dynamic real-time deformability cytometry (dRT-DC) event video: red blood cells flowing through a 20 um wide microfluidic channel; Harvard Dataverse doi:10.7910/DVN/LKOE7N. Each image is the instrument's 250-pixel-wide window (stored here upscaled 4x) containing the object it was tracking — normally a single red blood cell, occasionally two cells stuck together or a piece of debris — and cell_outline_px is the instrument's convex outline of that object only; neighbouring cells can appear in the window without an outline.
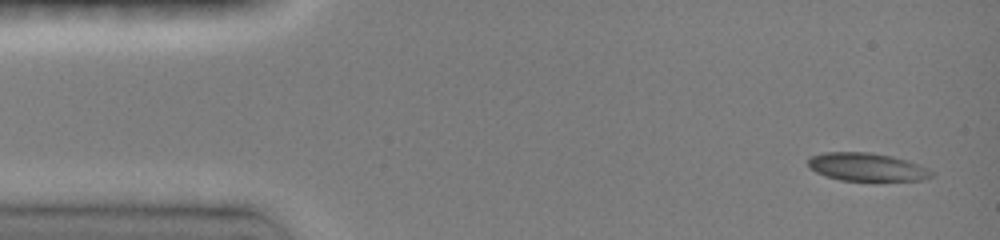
{"species": "common noctule bat (a hibernating species)", "species_latin": "Nyctalus noctula", "temperature_condition": "room temperature", "stored_images_in_passage": 29, "camera_frame_rate_fps": 3000, "um_per_image_px": 0.085, "animal": {"sex": "female", "body_mass_g": 19.0, "forearm_length_mm": 51.5}, "frame": {"image": 1, "passage_image": 1, "time_ms": 0.0, "image_size_px": [1000, 240], "cell_outline_px": [[932, 176], [924, 180], [840, 180], [816, 172], [808, 168], [808, 160], [812, 156], [824, 152], [868, 152], [892, 156], [928, 168], [932, 172]], "centroid_in_image_um": [73.65, 14.19], "position_along_channel_um": 11.4, "area_um2": 19.88}}
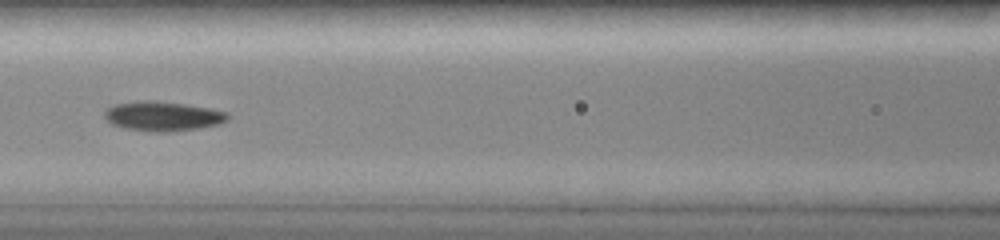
{"frame": {"image": 2, "passage_image": 10, "time_ms": 6.0, "image_size_px": [1000, 240], "cell_outline_px": [[228, 120], [220, 124], [200, 128], [168, 132], [164, 132], [128, 128], [112, 124], [104, 116], [104, 112], [112, 104], [140, 100], [152, 100], [184, 104], [208, 108], [228, 112]], "centroid_in_image_um": [13.85, 9.86], "position_along_channel_um": 152.7, "area_um2": 21.04}}
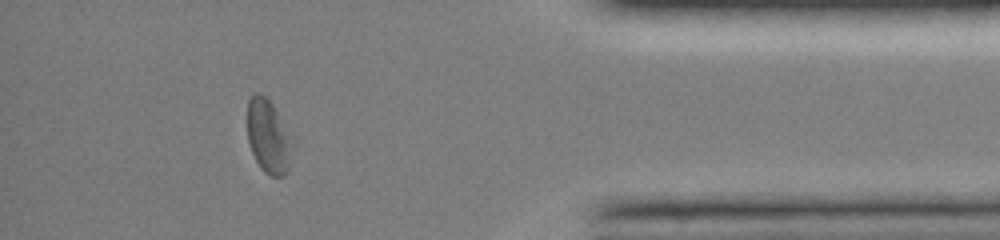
{"frame": {"image": 3, "passage_image": 27, "time_ms": 13.0, "image_size_px": [1000, 240], "cell_outline_px": [[296, 144], [288, 172], [284, 176], [272, 176], [264, 172], [260, 168], [252, 152], [248, 140], [248, 100], [256, 92], [260, 92], [272, 104], [296, 140]], "centroid_in_image_um": [22.89, 11.64], "position_along_channel_um": 412.3, "area_um2": 20.0}, "authors_computed_cell_mechanics": {"area_um2": 19.8254, "velocity_mm_per_s": 4.0596, "shape_relaxation_time_tau1_ms": 3.5176, "shape_relaxation_time_tau2_ms": 3.1699, "deformation_change_tau1": 0.1449, "deformation_change_tau2": 0.0692}}